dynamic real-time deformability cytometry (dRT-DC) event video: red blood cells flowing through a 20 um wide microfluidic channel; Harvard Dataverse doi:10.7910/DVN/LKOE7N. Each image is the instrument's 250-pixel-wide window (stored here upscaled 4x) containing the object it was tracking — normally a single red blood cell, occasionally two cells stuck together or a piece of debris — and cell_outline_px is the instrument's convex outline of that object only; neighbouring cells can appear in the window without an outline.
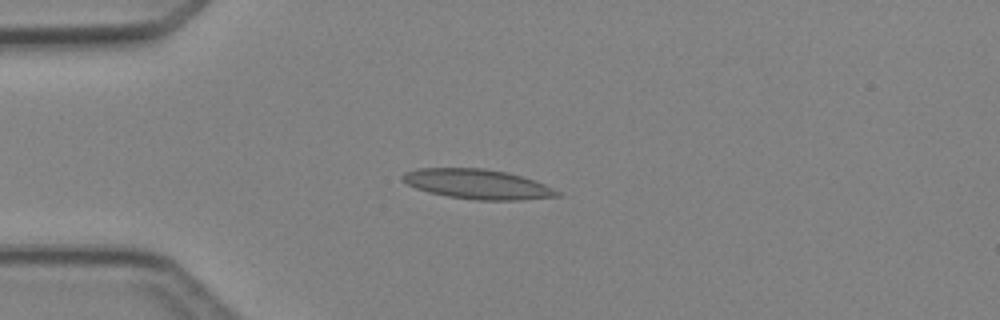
{"species": "Egyptian fruit bat (a non-hibernating species)", "species_latin": "Rousettus aegyptiacus", "temperature_condition": "cold", "stored_images_in_passage": 5, "camera_frame_rate_fps": 3000, "um_per_image_px": 0.085, "animal": {"sex": "female"}, "frame": {"image": 1, "passage_image": 4, "time_ms": 3.667, "image_size_px": [1000, 320], "cell_outline_px": [[564, 196], [520, 200], [476, 200], [448, 196], [428, 192], [416, 188], [408, 184], [400, 176], [404, 172], [416, 168], [480, 168], [508, 172], [544, 184], [560, 192]], "centroid_in_image_um": [40.59, 15.65], "position_along_channel_um": 44.4, "area_um2": 26.76}}